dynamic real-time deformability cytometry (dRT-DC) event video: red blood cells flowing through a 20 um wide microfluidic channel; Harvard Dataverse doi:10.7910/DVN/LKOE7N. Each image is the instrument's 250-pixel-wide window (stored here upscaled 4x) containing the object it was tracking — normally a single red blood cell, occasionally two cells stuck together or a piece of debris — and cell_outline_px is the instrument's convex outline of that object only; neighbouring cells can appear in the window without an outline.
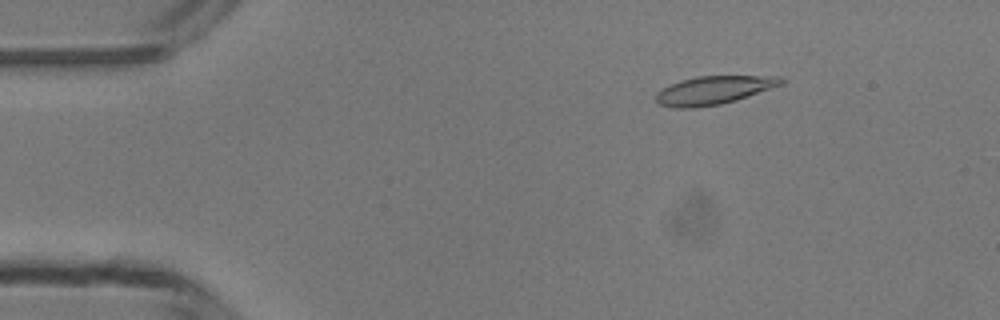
{"species": "common noctule bat (a hibernating species)", "species_latin": "Nyctalus noctula", "temperature_condition": "room temperature", "stored_images_in_passage": 49, "camera_frame_rate_fps": 3000, "um_per_image_px": 0.085, "animal": {"sex": "male", "body_mass_g": 13.3}, "frame": {"image": 1, "passage_image": 7, "time_ms": 2.0, "image_size_px": [1000, 320], "cell_outline_px": [[788, 80], [784, 84], [736, 100], [720, 104], [696, 108], [676, 108], [660, 104], [656, 100], [656, 92], [680, 80], [696, 76], [780, 76]], "centroid_in_image_um": [60.72, 7.66], "position_along_channel_um": 24.3, "area_um2": 20.69}}
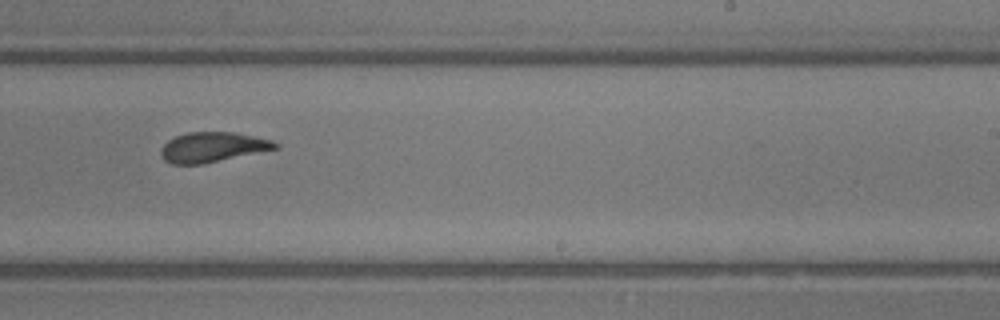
{"frame": {"image": 2, "passage_image": 30, "time_ms": 9.667, "image_size_px": [1000, 320], "cell_outline_px": [[280, 148], [200, 164], [172, 164], [164, 160], [160, 156], [160, 148], [168, 140], [176, 136], [188, 132], [232, 132], [272, 140], [280, 144]], "centroid_in_image_um": [18.05, 12.5], "position_along_channel_um": 271.0, "area_um2": 19.88}}
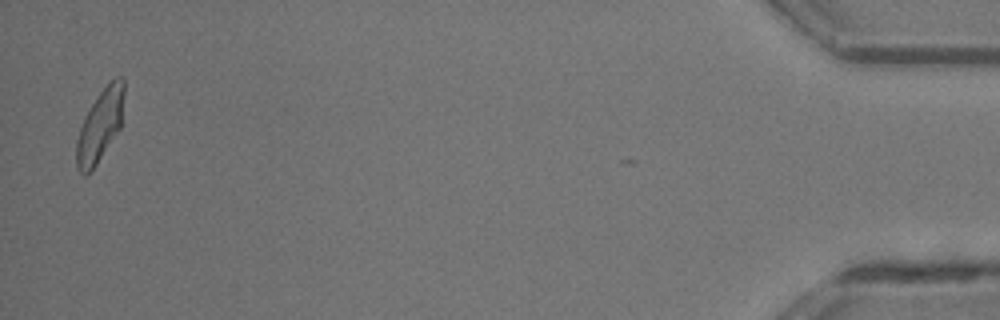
{"frame": {"image": 3, "passage_image": 48, "time_ms": 15.667, "image_size_px": [1000, 320], "cell_outline_px": [[124, 92], [120, 128], [96, 164], [84, 176], [76, 168], [76, 140], [84, 116], [100, 92], [116, 76], [120, 76], [124, 80]], "centroid_in_image_um": [8.49, 10.67], "position_along_channel_um": 426.7, "area_um2": 19.59}, "authors_computed_cell_mechanics": {"area_um2": 20.519, "velocity_mm_per_s": 4.1826, "shape_relaxation_time_tau1_ms": 3.898, "shape_relaxation_time_tau2_ms": 1.7312, "deformation_change_tau1": 0.1668, "deformation_change_tau2": 0.0979}}